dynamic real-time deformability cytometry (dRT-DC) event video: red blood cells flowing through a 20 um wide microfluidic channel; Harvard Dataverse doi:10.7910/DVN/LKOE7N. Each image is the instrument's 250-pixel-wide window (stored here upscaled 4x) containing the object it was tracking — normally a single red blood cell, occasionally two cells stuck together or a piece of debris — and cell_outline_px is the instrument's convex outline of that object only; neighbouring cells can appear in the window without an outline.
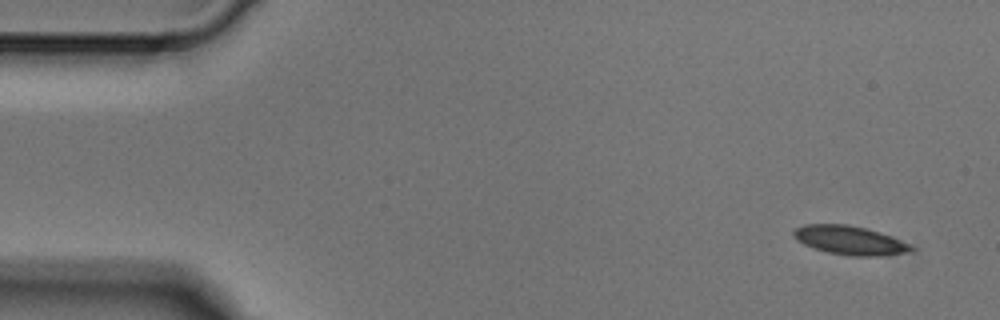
{"species": "Egyptian fruit bat (a non-hibernating species)", "species_latin": "Rousettus aegyptiacus", "temperature_condition": "cold", "stored_images_in_passage": 3, "camera_frame_rate_fps": 3000, "um_per_image_px": 0.085, "animal": {"sex": "male"}, "frame": {"image": 1, "passage_image": 1, "time_ms": 0.0, "image_size_px": [1000, 320], "cell_outline_px": [[916, 248], [912, 252], [880, 256], [848, 256], [828, 252], [812, 248], [796, 240], [792, 236], [792, 232], [796, 228], [804, 224], [848, 224], [880, 232], [900, 240]], "centroid_in_image_um": [72.21, 20.43], "position_along_channel_um": 12.8, "area_um2": 19.88}}
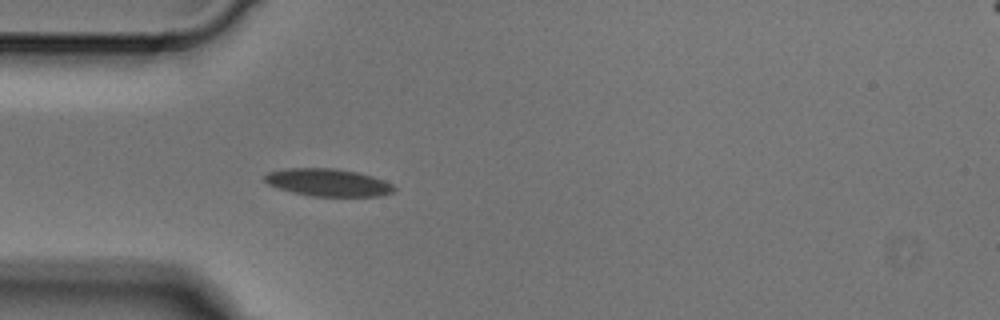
{"frame": {"image": 2, "passage_image": 3, "time_ms": 0.667, "image_size_px": [1000, 320], "cell_outline_px": [[396, 188], [392, 192], [380, 196], [312, 196], [292, 192], [268, 184], [264, 180], [264, 176], [268, 172], [284, 168], [336, 168], [356, 172], [372, 176], [392, 184]], "centroid_in_image_um": [27.86, 15.5], "position_along_channel_um": 57.1, "area_um2": 20.63}}